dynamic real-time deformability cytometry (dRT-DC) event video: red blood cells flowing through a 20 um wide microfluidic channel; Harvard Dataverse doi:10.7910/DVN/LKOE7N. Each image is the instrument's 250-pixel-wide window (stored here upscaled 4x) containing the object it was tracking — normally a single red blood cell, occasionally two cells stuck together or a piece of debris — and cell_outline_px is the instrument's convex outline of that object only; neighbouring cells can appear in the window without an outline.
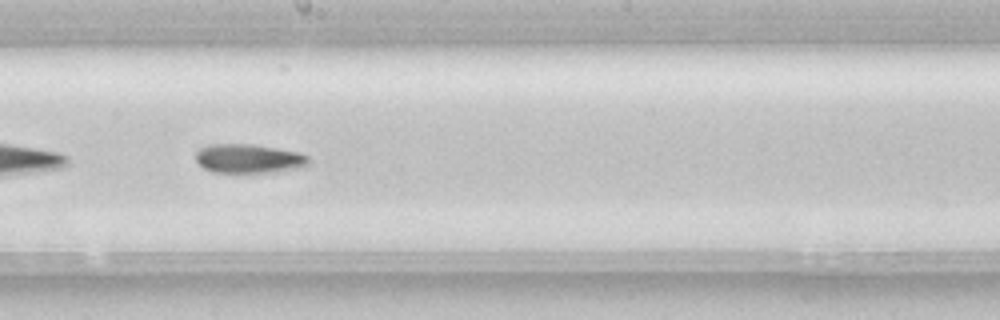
{"species": "common noctule bat (a hibernating species)", "species_latin": "Nyctalus noctula", "temperature_condition": "room temperature", "stored_images_in_passage": 42, "camera_frame_rate_fps": 3000, "um_per_image_px": 0.085, "animal": {"sex": "female", "body_mass_g": 22.7, "forearm_length_mm": 54.2}, "frame": {"image": 1, "passage_image": 19, "time_ms": 6.0, "image_size_px": [1000, 320], "cell_outline_px": [[308, 164], [304, 168], [276, 172], [212, 172], [204, 168], [196, 160], [196, 152], [200, 148], [208, 144], [252, 144], [300, 152], [308, 156]], "centroid_in_image_um": [21.17, 13.48], "position_along_channel_um": 227.0, "area_um2": 19.25}, "authors_computed_cell_mechanics": {"area_um2": 19.3919, "velocity_mm_per_s": 3.8965, "shape_relaxation_time_tau1_ms": 4.7871, "shape_relaxation_time_tau2_ms": null, "deformation_change_tau1": 0.1367, "deformation_change_tau2": null}}